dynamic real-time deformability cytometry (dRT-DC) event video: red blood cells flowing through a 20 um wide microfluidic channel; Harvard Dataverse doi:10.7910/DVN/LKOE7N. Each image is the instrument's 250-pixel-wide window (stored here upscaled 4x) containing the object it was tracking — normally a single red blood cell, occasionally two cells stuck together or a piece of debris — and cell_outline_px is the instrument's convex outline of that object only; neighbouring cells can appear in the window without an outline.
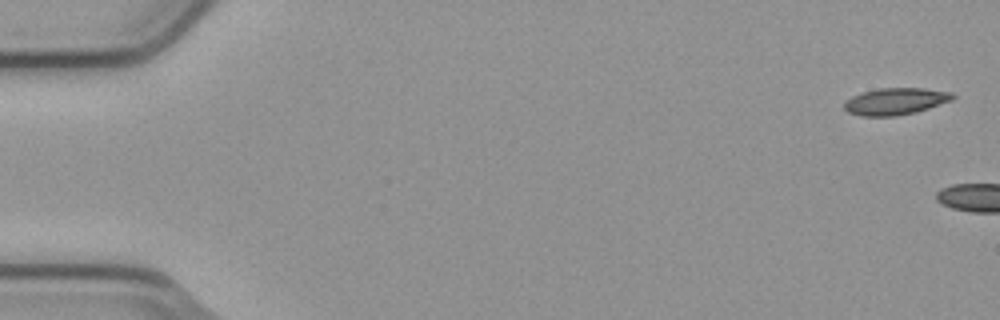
{"species": "common noctule bat (a hibernating species)", "species_latin": "Nyctalus noctula", "temperature_condition": "cold", "stored_images_in_passage": 2, "camera_frame_rate_fps": 3000, "um_per_image_px": 0.085, "animal": {"sex": "male", "body_mass_g": 23.1, "forearm_length_mm": 52.7}, "frame": {"image": 1, "passage_image": 1, "time_ms": 0.0, "image_size_px": [1000, 320], "cell_outline_px": [[956, 96], [952, 100], [916, 112], [896, 116], [860, 116], [848, 112], [844, 108], [844, 104], [852, 96], [864, 92], [880, 88], [924, 88], [952, 92]], "centroid_in_image_um": [76.14, 8.61], "position_along_channel_um": 8.9, "area_um2": 16.88}}